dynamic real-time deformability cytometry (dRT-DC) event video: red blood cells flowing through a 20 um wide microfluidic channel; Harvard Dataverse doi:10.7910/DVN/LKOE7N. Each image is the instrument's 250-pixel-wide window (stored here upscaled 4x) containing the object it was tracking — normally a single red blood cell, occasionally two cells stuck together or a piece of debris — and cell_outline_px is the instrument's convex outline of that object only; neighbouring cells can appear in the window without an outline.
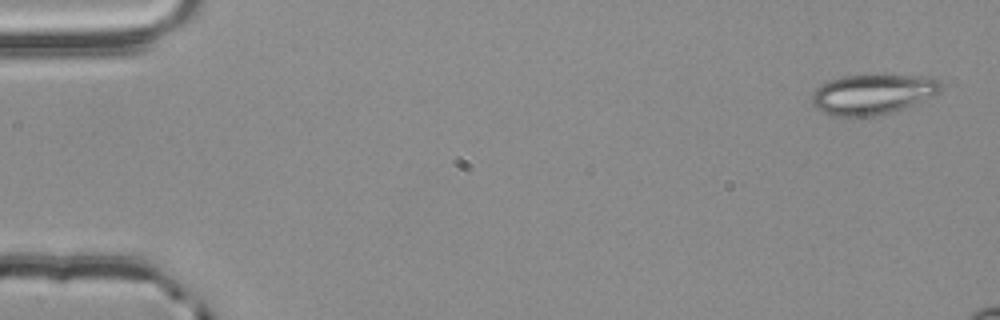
{"species": "common noctule bat (a hibernating species)", "species_latin": "Nyctalus noctula", "temperature_condition": "room temperature", "stored_images_in_passage": 4, "camera_frame_rate_fps": 3000, "um_per_image_px": 0.085, "animal": {"sex": "male", "body_mass_g": 20.4}, "frame": {"image": 1, "passage_image": 1, "time_ms": 0.0, "image_size_px": [1000, 320], "cell_outline_px": [[944, 84], [940, 92], [932, 96], [892, 112], [872, 116], [832, 116], [816, 108], [812, 104], [812, 92], [816, 88], [828, 80], [840, 76], [864, 72], [884, 72], [936, 76]], "centroid_in_image_um": [74.23, 7.91], "position_along_channel_um": 10.8, "area_um2": 31.73}}